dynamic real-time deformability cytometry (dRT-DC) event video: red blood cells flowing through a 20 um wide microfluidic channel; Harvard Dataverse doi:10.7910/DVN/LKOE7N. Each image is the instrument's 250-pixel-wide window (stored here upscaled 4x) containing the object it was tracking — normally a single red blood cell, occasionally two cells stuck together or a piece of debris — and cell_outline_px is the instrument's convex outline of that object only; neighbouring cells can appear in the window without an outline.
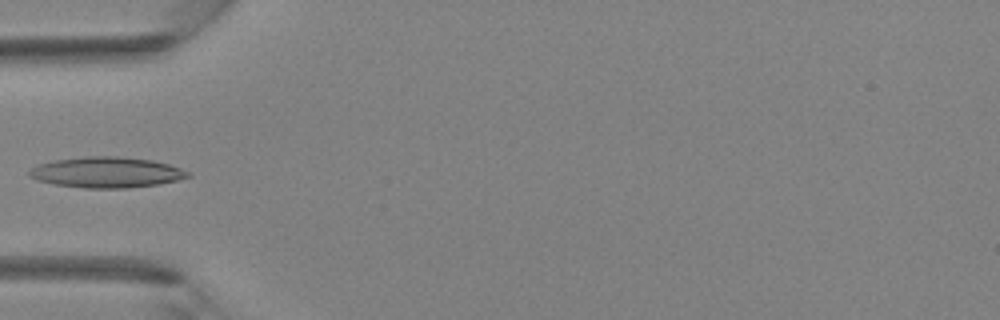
{"species": "Egyptian fruit bat (a non-hibernating species)", "species_latin": "Rousettus aegyptiacus", "temperature_condition": "room temperature", "stored_images_in_passage": 29, "camera_frame_rate_fps": 3000, "um_per_image_px": 0.085, "animal": {"sex": "female"}, "frame": {"image": 1, "passage_image": 1, "time_ms": 0.0, "image_size_px": [1000, 320], "cell_outline_px": [[192, 176], [176, 180], [156, 184], [128, 188], [84, 188], [56, 184], [36, 180], [28, 176], [28, 172], [32, 168], [40, 164], [52, 160], [88, 156], [116, 156], [152, 160], [168, 164], [192, 172]], "centroid_in_image_um": [9.06, 14.64], "position_along_channel_um": 75.9, "area_um2": 28.32}}
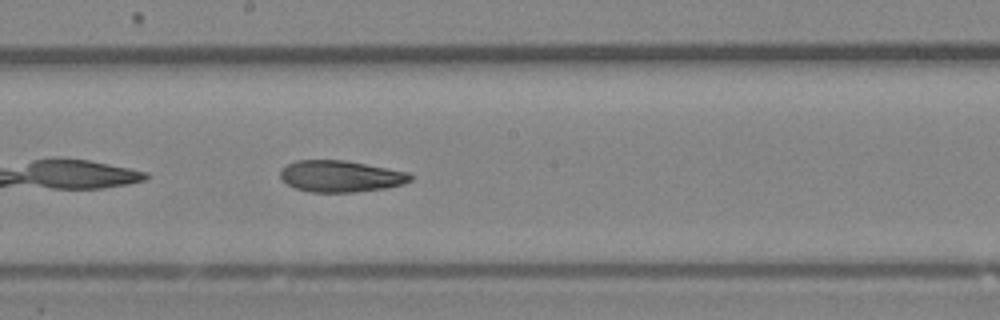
{"frame": {"image": 2, "passage_image": 10, "time_ms": 3.0, "image_size_px": [1000, 320], "cell_outline_px": [[412, 180], [404, 184], [384, 188], [356, 192], [312, 192], [296, 188], [288, 184], [280, 176], [280, 168], [296, 160], [344, 160], [408, 172], [412, 176]], "centroid_in_image_um": [28.95, 14.98], "position_along_channel_um": 219.2, "area_um2": 23.76}}
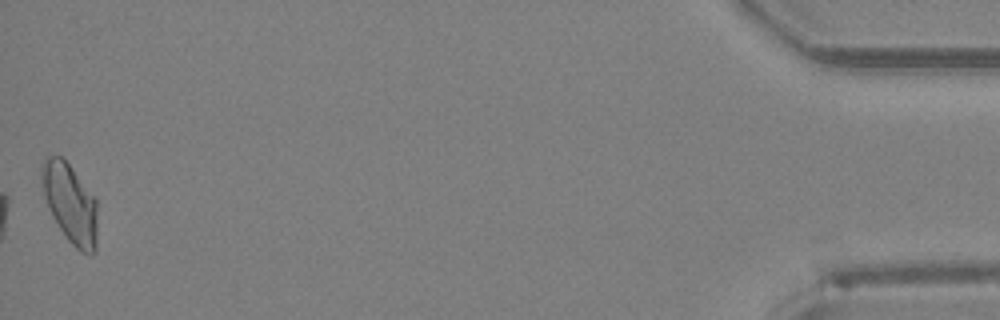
{"frame": {"image": 3, "passage_image": 29, "time_ms": 9.333, "image_size_px": [1000, 320], "cell_outline_px": [[96, 252], [92, 256], [80, 252], [68, 240], [52, 216], [48, 208], [44, 196], [40, 176], [40, 172], [44, 156], [60, 156], [68, 164], [96, 200]], "centroid_in_image_um": [5.94, 17.31], "position_along_channel_um": 429.3, "area_um2": 25.55}}